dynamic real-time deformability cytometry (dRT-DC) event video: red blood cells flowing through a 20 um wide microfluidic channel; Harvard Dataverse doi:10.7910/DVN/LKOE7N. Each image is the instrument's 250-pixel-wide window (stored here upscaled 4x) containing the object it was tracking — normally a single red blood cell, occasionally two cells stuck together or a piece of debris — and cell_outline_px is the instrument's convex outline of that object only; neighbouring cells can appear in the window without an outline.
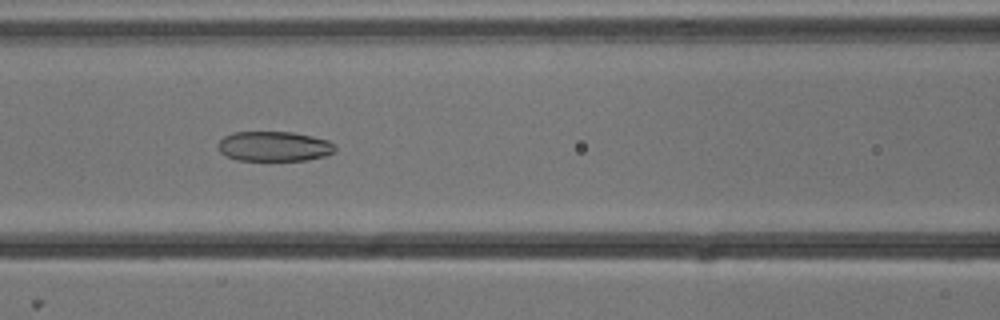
{"species": "common noctule bat (a hibernating species)", "species_latin": "Nyctalus noctula", "temperature_condition": "cold", "stored_images_in_passage": 7, "camera_frame_rate_fps": 3000, "um_per_image_px": 0.085, "animal": {"sex": "male", "body_mass_g": 13.3}, "frame": {"image": 1, "passage_image": 6, "time_ms": 1.667, "image_size_px": [1000, 320], "cell_outline_px": [[336, 152], [324, 156], [308, 160], [236, 160], [220, 152], [216, 144], [224, 136], [232, 132], [292, 132], [312, 136], [328, 140], [336, 144]], "centroid_in_image_um": [23.32, 12.43], "position_along_channel_um": 143.3, "area_um2": 20.58}}
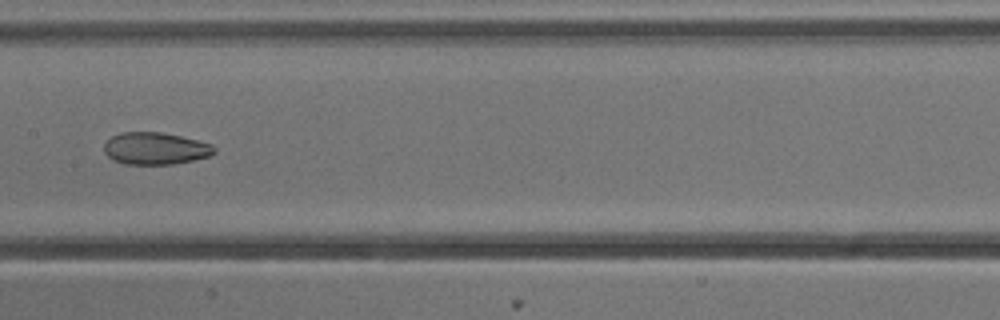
{"frame": {"image": 2, "passage_image": 7, "time_ms": 2.0, "image_size_px": [1000, 320], "cell_outline_px": [[216, 152], [208, 156], [192, 160], [172, 164], [124, 164], [112, 160], [104, 152], [104, 144], [112, 136], [120, 132], [160, 132], [180, 136], [212, 144], [216, 148]], "centroid_in_image_um": [13.18, 12.62], "position_along_channel_um": 194.2, "area_um2": 20.58}}